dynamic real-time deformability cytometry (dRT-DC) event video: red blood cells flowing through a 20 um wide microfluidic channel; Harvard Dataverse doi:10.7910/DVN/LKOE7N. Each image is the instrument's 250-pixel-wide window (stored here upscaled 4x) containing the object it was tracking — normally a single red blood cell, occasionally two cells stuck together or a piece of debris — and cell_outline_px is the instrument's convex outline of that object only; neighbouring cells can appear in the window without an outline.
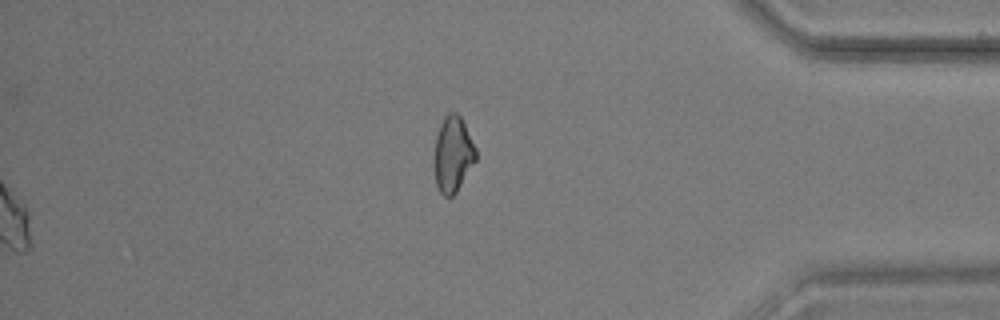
{"species": "common noctule bat (a hibernating species)", "species_latin": "Nyctalus noctula", "temperature_condition": "warm", "stored_images_in_passage": 41, "camera_frame_rate_fps": 3000, "um_per_image_px": 0.085, "animal": {"sex": "male", "body_mass_g": 17.9, "forearm_length_mm": 54.2}, "frame": {"image": 1, "passage_image": 41, "time_ms": 13.333, "image_size_px": [1000, 320], "cell_outline_px": [[476, 160], [456, 192], [452, 196], [444, 196], [440, 192], [436, 184], [432, 164], [432, 160], [436, 136], [440, 124], [444, 116], [448, 112], [456, 112], [460, 116], [476, 148]], "centroid_in_image_um": [38.45, 13.11], "position_along_channel_um": 396.7, "area_um2": 18.61}, "authors_computed_cell_mechanics": {"area_um2": 20.6924, "velocity_mm_per_s": 3.6907, "shape_relaxation_time_tau1_ms": 9.1991, "shape_relaxation_time_tau2_ms": 3.5278, "deformation_change_tau1": 0.1521, "deformation_change_tau2": 0.0897}}